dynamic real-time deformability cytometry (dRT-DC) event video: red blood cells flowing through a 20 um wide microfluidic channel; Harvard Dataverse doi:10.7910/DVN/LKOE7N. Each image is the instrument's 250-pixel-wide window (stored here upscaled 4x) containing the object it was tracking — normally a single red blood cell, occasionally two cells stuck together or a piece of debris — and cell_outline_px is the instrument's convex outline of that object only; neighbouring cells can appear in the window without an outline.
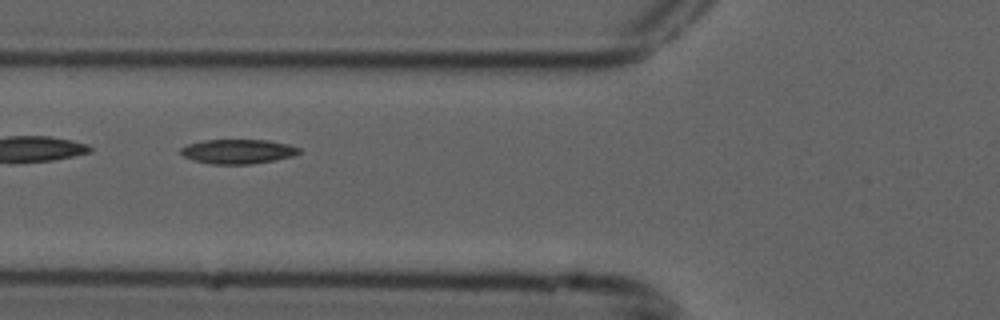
{"species": "common noctule bat (a hibernating species)", "species_latin": "Nyctalus noctula", "temperature_condition": "cold", "stored_images_in_passage": 6, "segment_of_instrument_passage": [2, 2], "camera_frame_rate_fps": 3000, "um_per_image_px": 0.085, "animal": {"sex": "male", "forearm_length_mm": 52.5}, "frame": {"image": 1, "passage_image": 6, "time_ms": 1.667, "image_size_px": [1000, 320], "cell_outline_px": [[300, 152], [292, 156], [276, 160], [248, 164], [208, 164], [192, 160], [184, 156], [180, 152], [180, 148], [188, 144], [204, 140], [268, 140], [288, 144], [300, 148]], "centroid_in_image_um": [20.2, 12.88], "position_along_channel_um": 105.6, "area_um2": 16.88}}